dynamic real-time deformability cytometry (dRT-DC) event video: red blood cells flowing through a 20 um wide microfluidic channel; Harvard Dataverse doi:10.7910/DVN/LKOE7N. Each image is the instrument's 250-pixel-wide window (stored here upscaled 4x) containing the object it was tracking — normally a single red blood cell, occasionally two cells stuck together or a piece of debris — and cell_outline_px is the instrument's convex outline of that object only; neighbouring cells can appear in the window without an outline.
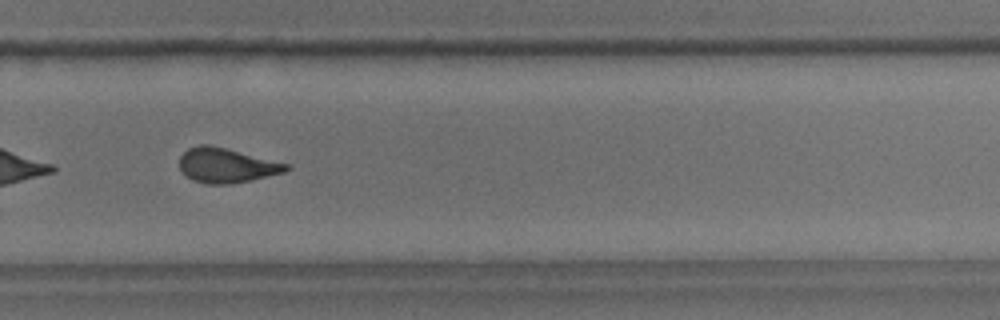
{"species": "common noctule bat (a hibernating species)", "species_latin": "Nyctalus noctula", "temperature_condition": "room temperature", "stored_images_in_passage": 13, "camera_frame_rate_fps": 3000, "um_per_image_px": 0.085, "animal": {"sex": "male", "body_mass_g": 18.8}, "frame": {"image": 1, "passage_image": 11, "time_ms": 3.333, "image_size_px": [1000, 320], "cell_outline_px": [[292, 168], [284, 172], [232, 184], [208, 184], [192, 180], [180, 168], [180, 156], [188, 148], [200, 144], [208, 144], [288, 164]], "centroid_in_image_um": [19.23, 14.06], "position_along_channel_um": 310.6, "area_um2": 21.15}}